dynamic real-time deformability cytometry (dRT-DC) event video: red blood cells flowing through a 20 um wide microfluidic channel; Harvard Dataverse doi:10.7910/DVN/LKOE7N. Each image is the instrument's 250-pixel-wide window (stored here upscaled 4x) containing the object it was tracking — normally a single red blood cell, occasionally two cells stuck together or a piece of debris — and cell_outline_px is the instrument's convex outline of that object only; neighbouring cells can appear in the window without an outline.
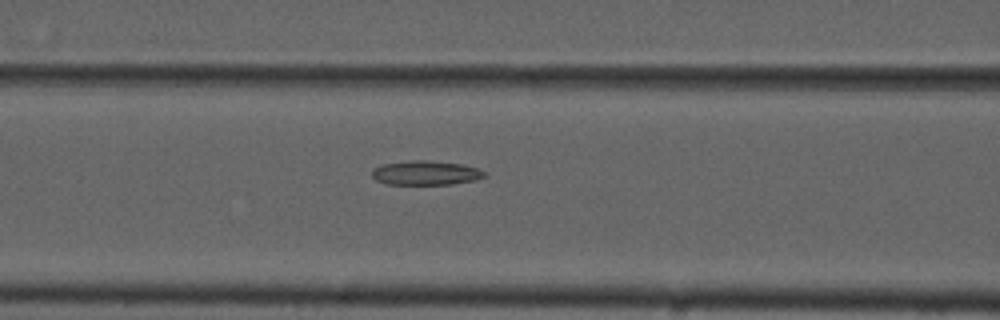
{"species": "common noctule bat (a hibernating species)", "species_latin": "Nyctalus noctula", "temperature_condition": "cold", "stored_images_in_passage": 28, "camera_frame_rate_fps": 3000, "um_per_image_px": 0.085, "animal": {"sex": "male", "forearm_length_mm": 52.5}, "frame": {"image": 1, "passage_image": 23, "time_ms": 7.333, "image_size_px": [1000, 320], "cell_outline_px": [[488, 176], [476, 180], [452, 184], [388, 184], [376, 180], [372, 176], [372, 168], [384, 164], [412, 160], [424, 160], [460, 164], [476, 168], [488, 172]], "centroid_in_image_um": [36.22, 14.7], "position_along_channel_um": 130.4, "area_um2": 15.9}}
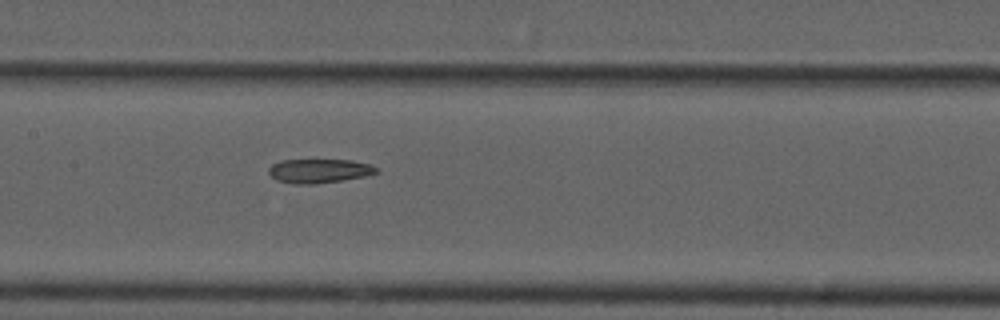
{"frame": {"image": 2, "passage_image": 27, "time_ms": 8.667, "image_size_px": [1000, 320], "cell_outline_px": [[380, 172], [368, 176], [316, 184], [296, 184], [276, 180], [268, 172], [268, 168], [272, 164], [280, 160], [352, 160], [368, 164], [376, 168]], "centroid_in_image_um": [27.13, 14.53], "position_along_channel_um": 180.3, "area_um2": 15.14}}